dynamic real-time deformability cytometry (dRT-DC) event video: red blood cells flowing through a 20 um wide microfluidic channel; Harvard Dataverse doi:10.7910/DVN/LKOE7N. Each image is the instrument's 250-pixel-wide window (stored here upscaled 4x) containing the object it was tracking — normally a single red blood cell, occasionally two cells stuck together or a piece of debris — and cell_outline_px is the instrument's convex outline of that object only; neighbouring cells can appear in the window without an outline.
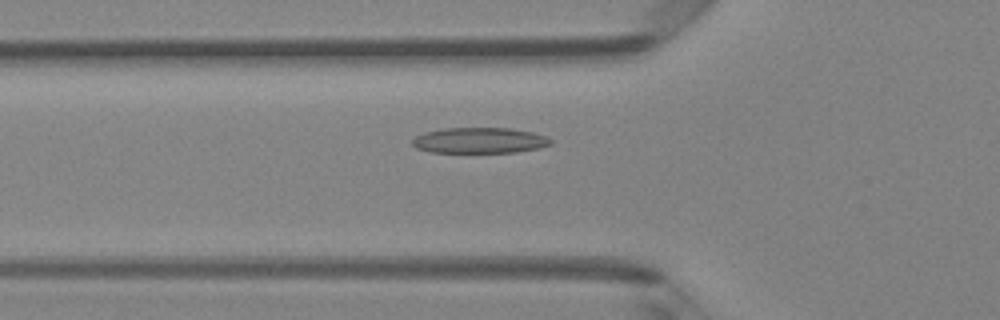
{"species": "Egyptian fruit bat (a non-hibernating species)", "species_latin": "Rousettus aegyptiacus", "temperature_condition": "room temperature", "stored_images_in_passage": 50, "camera_frame_rate_fps": 3000, "um_per_image_px": 0.085, "animal": {"sex": "female"}, "frame": {"image": 1, "passage_image": 18, "time_ms": 5.667, "image_size_px": [1000, 320], "cell_outline_px": [[552, 144], [540, 148], [516, 152], [428, 152], [416, 148], [412, 144], [412, 140], [416, 136], [424, 132], [444, 128], [508, 128], [532, 132], [544, 136], [552, 140]], "centroid_in_image_um": [40.75, 11.94], "position_along_channel_um": 85.1, "area_um2": 20.69}}
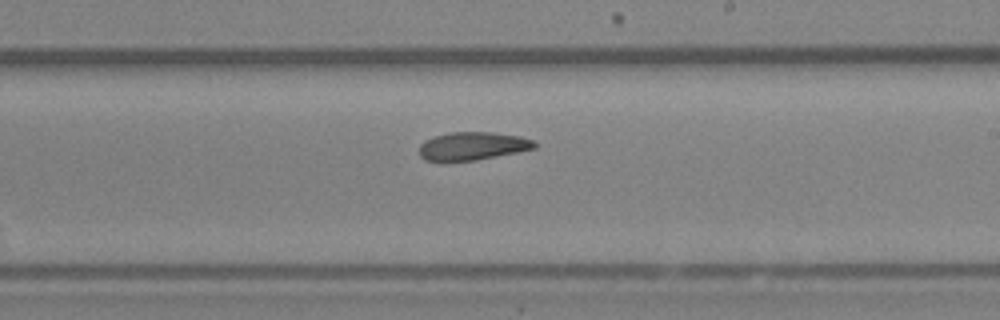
{"frame": {"image": 2, "passage_image": 30, "time_ms": 9.667, "image_size_px": [1000, 320], "cell_outline_px": [[536, 148], [476, 160], [424, 160], [420, 156], [420, 144], [424, 140], [432, 136], [452, 132], [492, 132], [520, 136], [532, 140], [536, 144]], "centroid_in_image_um": [40.15, 12.39], "position_along_channel_um": 248.8, "area_um2": 18.67}}
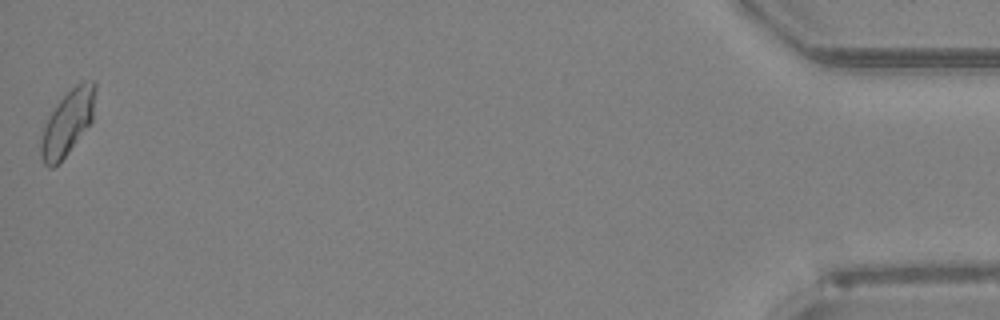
{"frame": {"image": 3, "passage_image": 50, "time_ms": 16.333, "image_size_px": [1000, 320], "cell_outline_px": [[96, 88], [92, 120], [68, 152], [52, 168], [48, 168], [44, 164], [40, 156], [40, 140], [48, 116], [60, 100], [76, 84], [84, 80], [92, 80], [96, 84]], "centroid_in_image_um": [5.73, 10.41], "position_along_channel_um": 429.5, "area_um2": 20.23}}